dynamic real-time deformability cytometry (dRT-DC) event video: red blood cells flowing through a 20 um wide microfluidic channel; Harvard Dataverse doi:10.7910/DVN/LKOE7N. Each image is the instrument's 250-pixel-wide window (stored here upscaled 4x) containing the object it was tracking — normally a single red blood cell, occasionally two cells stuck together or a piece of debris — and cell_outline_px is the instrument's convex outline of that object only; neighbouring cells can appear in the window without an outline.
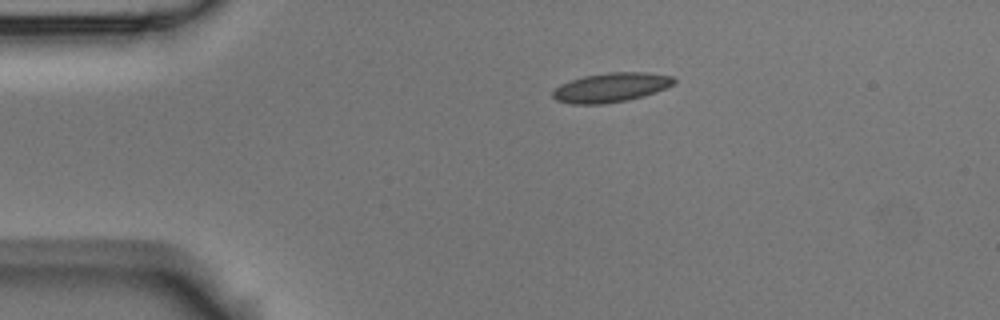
{"species": "Egyptian fruit bat (a non-hibernating species)", "species_latin": "Rousettus aegyptiacus", "temperature_condition": "room temperature", "stored_images_in_passage": 3, "camera_frame_rate_fps": 3000, "um_per_image_px": 0.085, "animal": {"sex": "male"}, "frame": {"image": 1, "passage_image": 1, "time_ms": 0.0, "image_size_px": [1000, 320], "cell_outline_px": [[676, 80], [672, 84], [656, 92], [644, 96], [628, 100], [604, 104], [572, 104], [556, 100], [552, 96], [552, 92], [560, 84], [584, 76], [608, 72], [648, 72], [672, 76]], "centroid_in_image_um": [51.93, 7.44], "position_along_channel_um": 33.1, "area_um2": 20.69}}
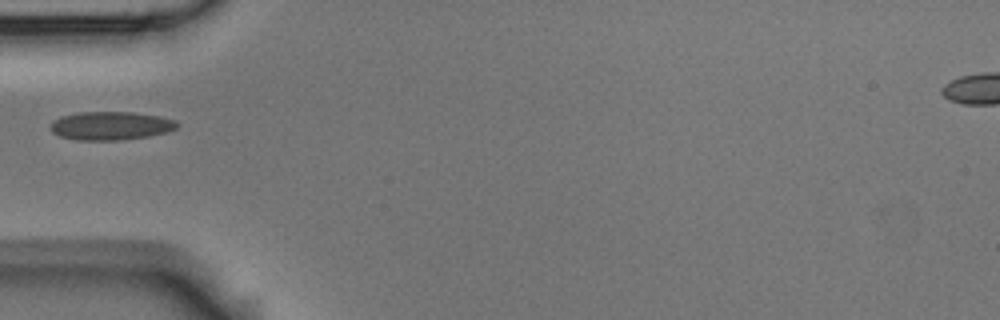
{"frame": {"image": 2, "passage_image": 3, "time_ms": 0.667, "image_size_px": [1000, 320], "cell_outline_px": [[180, 124], [176, 128], [164, 132], [148, 136], [120, 140], [76, 140], [60, 136], [52, 132], [48, 128], [52, 120], [64, 116], [80, 112], [132, 112], [156, 116], [176, 120]], "centroid_in_image_um": [9.37, 10.69], "position_along_channel_um": 75.6, "area_um2": 20.87}}